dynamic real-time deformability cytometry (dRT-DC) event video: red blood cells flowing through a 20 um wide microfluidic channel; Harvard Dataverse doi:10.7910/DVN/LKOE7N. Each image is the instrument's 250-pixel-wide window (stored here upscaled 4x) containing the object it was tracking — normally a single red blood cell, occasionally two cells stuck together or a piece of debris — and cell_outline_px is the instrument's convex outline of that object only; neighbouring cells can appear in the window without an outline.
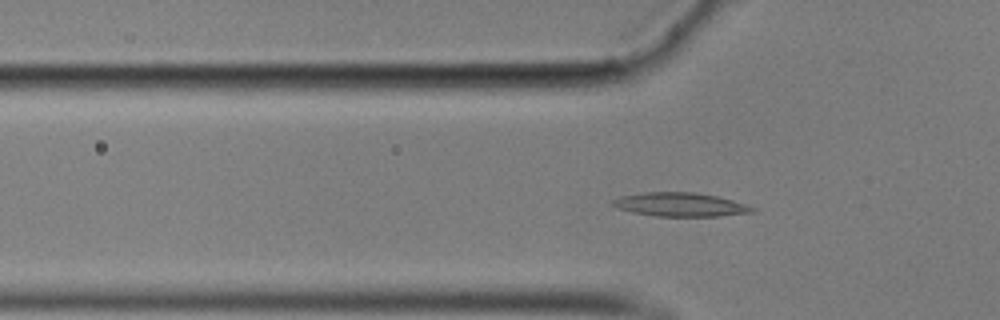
{"species": "common noctule bat (a hibernating species)", "species_latin": "Nyctalus noctula", "temperature_condition": "cold", "stored_images_in_passage": 56, "camera_frame_rate_fps": 3000, "um_per_image_px": 0.085, "animal": {"sex": "male", "body_mass_g": 17.9}, "frame": {"image": 1, "passage_image": 17, "time_ms": 5.333, "image_size_px": [1000, 320], "cell_outline_px": [[756, 208], [752, 212], [720, 216], [656, 216], [632, 212], [616, 208], [612, 204], [612, 200], [620, 196], [644, 192], [696, 192], [716, 196], [748, 204]], "centroid_in_image_um": [57.82, 17.38], "position_along_channel_um": 68.0, "area_um2": 19.36}}
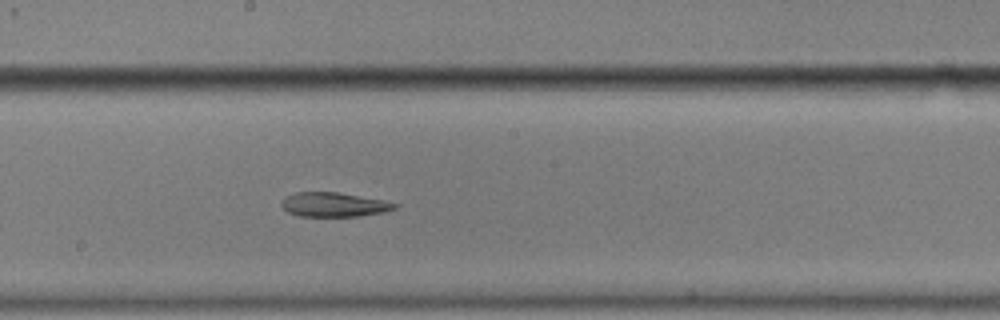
{"frame": {"image": 2, "passage_image": 30, "time_ms": 9.667, "image_size_px": [1000, 320], "cell_outline_px": [[400, 204], [396, 208], [384, 212], [356, 216], [300, 216], [288, 212], [280, 204], [280, 200], [284, 196], [296, 192], [336, 192], [384, 200]], "centroid_in_image_um": [28.35, 17.38], "position_along_channel_um": 219.8, "area_um2": 16.07}}
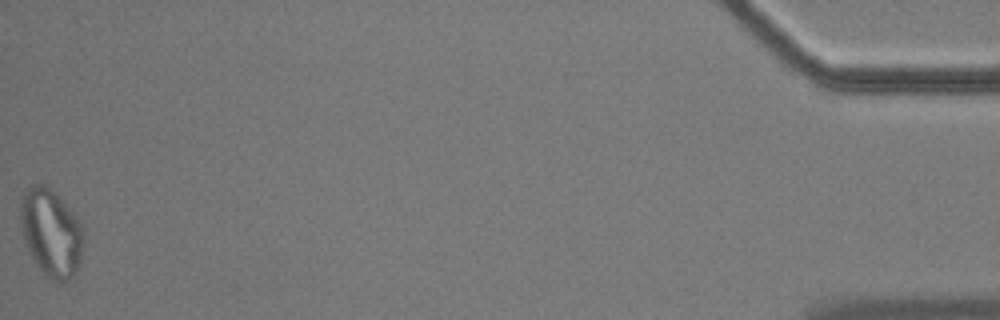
{"frame": {"image": 3, "passage_image": 56, "time_ms": 18.333, "image_size_px": [1000, 320], "cell_outline_px": [[84, 244], [80, 264], [76, 272], [68, 280], [60, 284], [52, 280], [36, 264], [28, 248], [20, 224], [20, 204], [24, 192], [28, 184], [44, 184], [60, 196], [84, 228]], "centroid_in_image_um": [4.37, 19.76], "position_along_channel_um": 430.8, "area_um2": 32.37}, "authors_computed_cell_mechanics": {"area_um2": 18.1492, "velocity_mm_per_s": 3.5051, "shape_relaxation_time_tau1_ms": null, "shape_relaxation_time_tau2_ms": 6.9423, "deformation_change_tau1": null, "deformation_change_tau2": 0.1748}}